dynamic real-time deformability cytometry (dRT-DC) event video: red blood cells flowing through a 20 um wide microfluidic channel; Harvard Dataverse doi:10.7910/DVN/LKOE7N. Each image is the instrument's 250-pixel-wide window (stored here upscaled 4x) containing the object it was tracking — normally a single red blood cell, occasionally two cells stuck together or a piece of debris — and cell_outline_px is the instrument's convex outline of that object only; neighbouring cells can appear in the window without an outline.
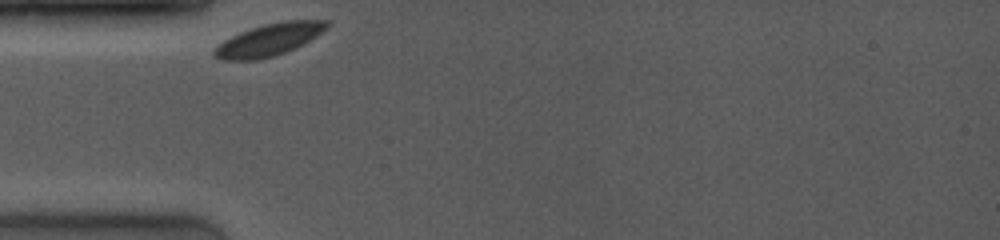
{"species": "common noctule bat (a hibernating species)", "species_latin": "Nyctalus noctula", "temperature_condition": "room temperature", "stored_images_in_passage": 47, "camera_frame_rate_fps": 4000, "um_per_image_px": 0.085, "animal": {"sex": "female", "body_mass_g": 19.0, "forearm_length_mm": 53.3}, "frame": {"image": 1, "passage_image": 1, "time_ms": 0.0, "image_size_px": [1000, 240], "cell_outline_px": [[328, 28], [316, 36], [284, 52], [272, 56], [256, 60], [220, 60], [212, 56], [212, 48], [224, 40], [240, 32], [264, 24], [280, 20], [328, 20]], "centroid_in_image_um": [22.8, 3.37], "position_along_channel_um": 62.2, "area_um2": 20.98}}
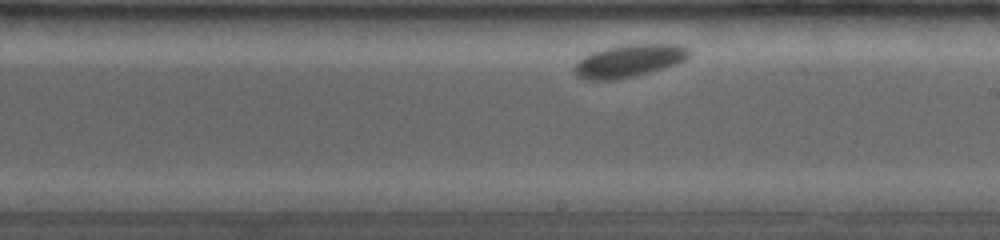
{"frame": {"image": 2, "passage_image": 25, "time_ms": 5.0, "image_size_px": [1000, 240], "cell_outline_px": [[692, 52], [684, 60], [676, 64], [664, 68], [636, 76], [616, 80], [584, 80], [576, 76], [572, 68], [584, 56], [592, 52], [604, 48], [624, 44], [676, 44], [688, 48]], "centroid_in_image_um": [53.45, 5.18], "position_along_channel_um": 235.6, "area_um2": 22.02}}
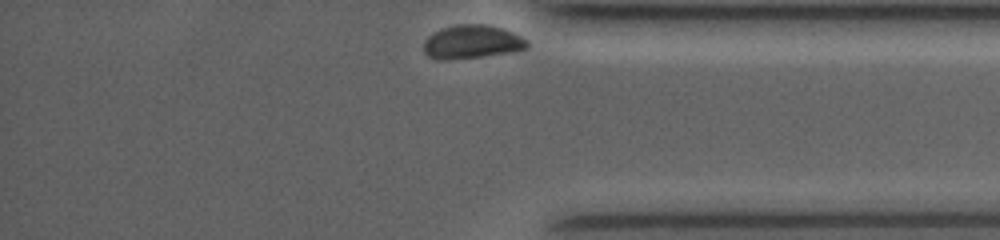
{"frame": {"image": 3, "passage_image": 47, "time_ms": 9.5, "image_size_px": [1000, 240], "cell_outline_px": [[528, 48], [512, 52], [480, 56], [440, 60], [436, 60], [428, 56], [424, 52], [424, 40], [428, 36], [444, 28], [456, 24], [484, 24], [500, 28], [512, 32], [528, 40]], "centroid_in_image_um": [40.11, 3.56], "position_along_channel_um": 395.1, "area_um2": 20.0}}